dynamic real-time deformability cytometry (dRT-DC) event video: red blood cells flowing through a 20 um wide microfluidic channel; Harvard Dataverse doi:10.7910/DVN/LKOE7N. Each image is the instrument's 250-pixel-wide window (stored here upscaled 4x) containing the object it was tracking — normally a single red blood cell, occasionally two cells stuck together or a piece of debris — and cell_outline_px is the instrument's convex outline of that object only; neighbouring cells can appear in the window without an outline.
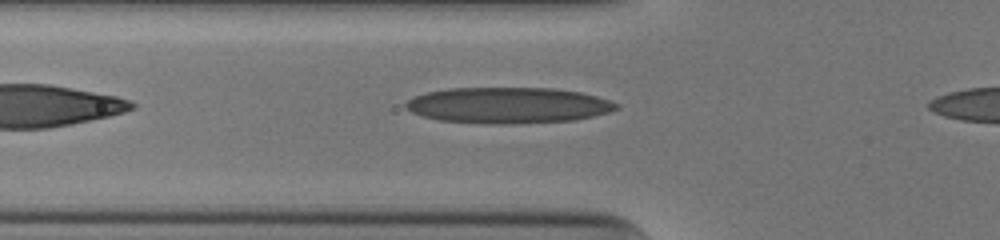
{"species": "human", "species_latin": "Homo sapiens", "temperature_condition": "cold", "stored_images_in_passage": 29, "camera_frame_rate_fps": 3000, "um_per_image_px": 0.085, "donor": {"sex": "male"}, "frame": {"image": 1, "passage_image": 3, "time_ms": 0.667, "image_size_px": [1000, 240], "cell_outline_px": [[620, 108], [608, 112], [592, 116], [572, 120], [504, 124], [440, 120], [424, 116], [412, 112], [404, 108], [404, 104], [408, 100], [416, 96], [428, 92], [448, 88], [552, 88], [580, 92], [596, 96], [608, 100], [616, 104]], "centroid_in_image_um": [43.17, 8.94], "position_along_channel_um": 82.6, "area_um2": 43.58}}
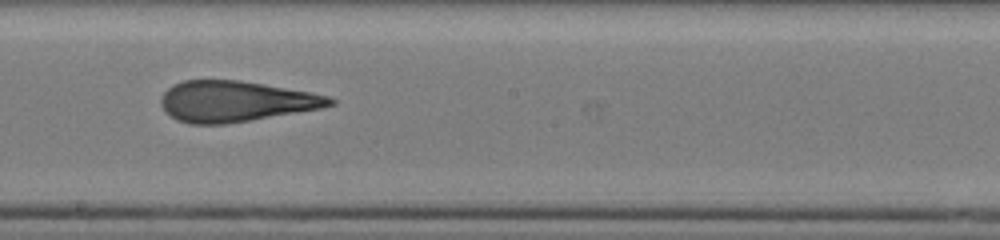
{"frame": {"image": 2, "passage_image": 14, "time_ms": 4.333, "image_size_px": [1000, 240], "cell_outline_px": [[336, 104], [320, 108], [224, 124], [188, 124], [176, 120], [164, 112], [160, 104], [160, 96], [172, 84], [184, 80], [240, 80], [264, 84], [308, 92], [328, 96], [336, 100]], "centroid_in_image_um": [19.94, 8.61], "position_along_channel_um": 228.3, "area_um2": 40.0}}
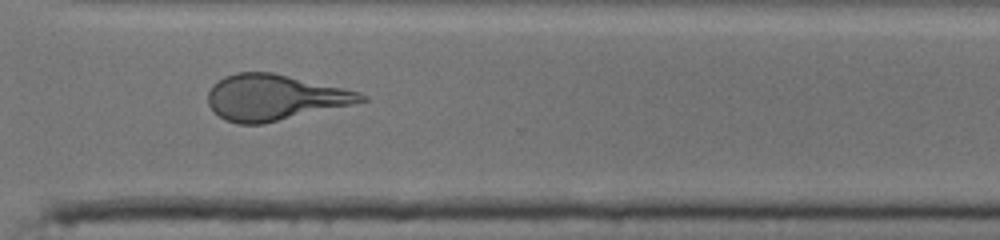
{"frame": {"image": 3, "passage_image": 23, "time_ms": 7.333, "image_size_px": [1000, 240], "cell_outline_px": [[368, 100], [352, 104], [264, 124], [240, 124], [224, 120], [208, 104], [208, 92], [212, 84], [224, 76], [236, 72], [272, 72], [340, 88], [356, 92], [368, 96]], "centroid_in_image_um": [23.27, 8.29], "position_along_channel_um": 347.3, "area_um2": 40.34}, "authors_computed_cell_mechanics": {"area_um2": 40.8646, "velocity_mm_per_s": 3.9655, "shape_relaxation_time_tau1_ms": 7.4543, "shape_relaxation_time_tau2_ms": 1.6499, "deformation_change_tau1": 0.2676, "deformation_change_tau2": 0.131}}